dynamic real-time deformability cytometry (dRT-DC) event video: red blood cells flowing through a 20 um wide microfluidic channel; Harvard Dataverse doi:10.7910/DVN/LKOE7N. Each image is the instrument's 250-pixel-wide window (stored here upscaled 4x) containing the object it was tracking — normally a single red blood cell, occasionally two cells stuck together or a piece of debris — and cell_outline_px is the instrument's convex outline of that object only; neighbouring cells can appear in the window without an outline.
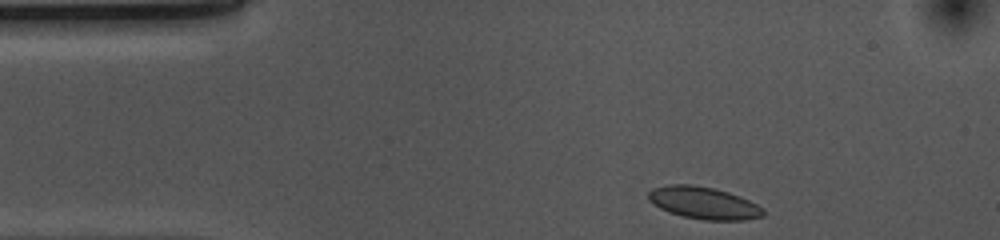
{"species": "common noctule bat (a hibernating species)", "species_latin": "Nyctalus noctula", "temperature_condition": "cold", "stored_images_in_passage": 35, "camera_frame_rate_fps": 3000, "um_per_image_px": 0.085, "animal": {"sex": "female", "body_mass_g": 10.0, "forearm_length_mm": 53.1}, "frame": {"image": 1, "passage_image": 1, "time_ms": 0.0, "image_size_px": [1000, 240], "cell_outline_px": [[764, 216], [744, 220], [704, 220], [684, 216], [668, 212], [660, 208], [648, 200], [648, 192], [652, 188], [668, 184], [692, 184], [712, 188], [728, 192], [740, 196], [764, 208]], "centroid_in_image_um": [59.8, 17.24], "position_along_channel_um": 25.2, "area_um2": 21.56}}
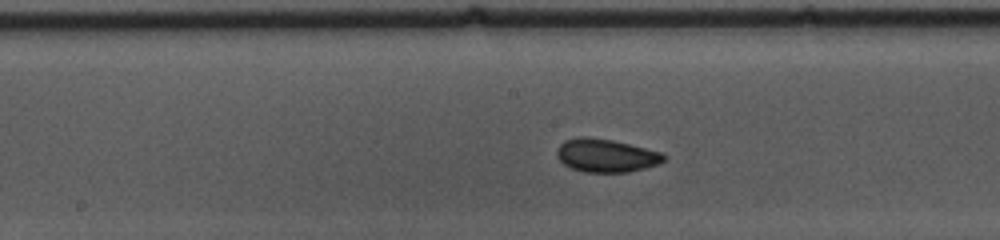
{"frame": {"image": 2, "passage_image": 19, "time_ms": 6.0, "image_size_px": [1000, 240], "cell_outline_px": [[668, 156], [660, 164], [628, 172], [584, 172], [572, 168], [564, 164], [556, 156], [556, 148], [564, 140], [580, 136], [588, 136], [612, 140], [660, 152]], "centroid_in_image_um": [51.49, 13.21], "position_along_channel_um": 196.7, "area_um2": 20.75}}
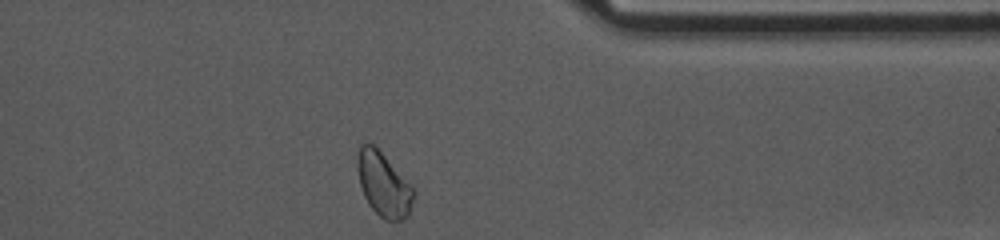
{"frame": {"image": 3, "passage_image": 35, "time_ms": 11.333, "image_size_px": [1000, 240], "cell_outline_px": [[416, 192], [408, 216], [400, 220], [384, 220], [368, 204], [364, 196], [360, 184], [356, 168], [356, 156], [360, 144], [368, 140], [416, 188]], "centroid_in_image_um": [32.6, 15.65], "position_along_channel_um": 378.8, "area_um2": 21.27}, "authors_computed_cell_mechanics": {"area_um2": 20.4034, "velocity_mm_per_s": 3.6605, "shape_relaxation_time_tau1_ms": 4.0856, "shape_relaxation_time_tau2_ms": 4.4467, "deformation_change_tau1": 0.0569, "deformation_change_tau2": 0.0528}}